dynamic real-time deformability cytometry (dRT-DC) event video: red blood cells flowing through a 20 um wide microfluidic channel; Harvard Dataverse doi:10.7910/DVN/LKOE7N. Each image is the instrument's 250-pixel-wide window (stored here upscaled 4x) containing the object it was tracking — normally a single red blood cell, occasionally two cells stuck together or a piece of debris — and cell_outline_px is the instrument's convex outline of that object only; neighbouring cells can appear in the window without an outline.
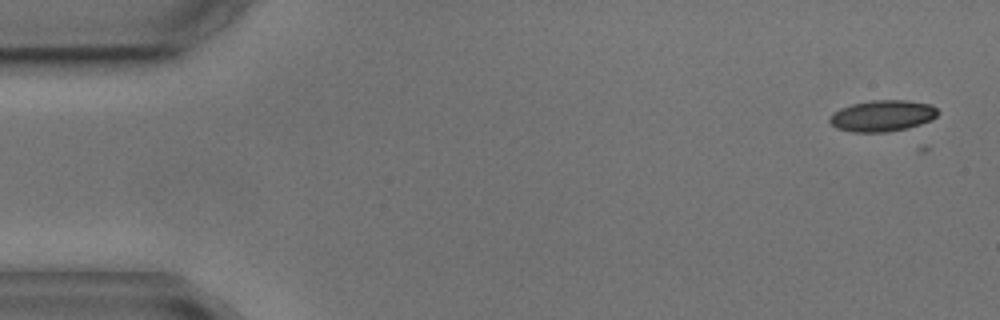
{"species": "common noctule bat (a hibernating species)", "species_latin": "Nyctalus noctula", "temperature_condition": "cold", "stored_images_in_passage": 5, "camera_frame_rate_fps": 3000, "um_per_image_px": 0.085, "animal": {"sex": "male", "body_mass_g": 17.9, "forearm_length_mm": 54.2}, "frame": {"image": 1, "passage_image": 1, "time_ms": 0.0, "image_size_px": [1000, 320], "cell_outline_px": [[940, 112], [932, 120], [908, 128], [888, 132], [852, 132], [836, 128], [828, 120], [828, 116], [832, 112], [840, 108], [852, 104], [872, 100], [908, 100], [932, 104]], "centroid_in_image_um": [75.0, 9.84], "position_along_channel_um": 10.0, "area_um2": 20.0}}
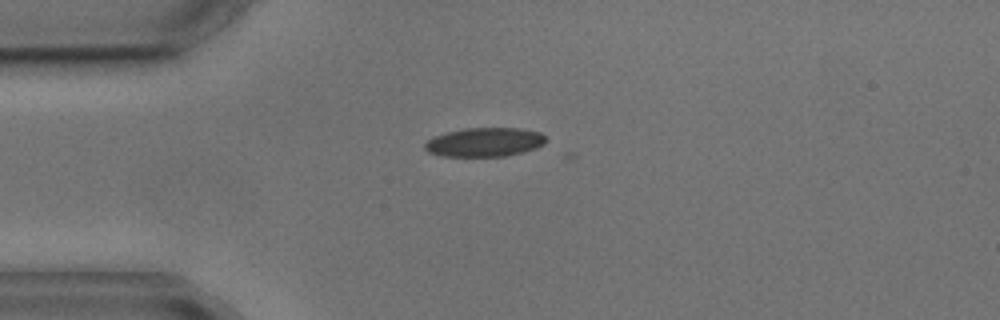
{"frame": {"image": 2, "passage_image": 4, "time_ms": 3.667, "image_size_px": [1000, 320], "cell_outline_px": [[544, 144], [536, 148], [524, 152], [504, 156], [440, 156], [428, 152], [424, 148], [424, 144], [428, 140], [436, 136], [448, 132], [464, 128], [520, 128], [540, 132], [544, 136]], "centroid_in_image_um": [41.19, 12.08], "position_along_channel_um": 43.8, "area_um2": 20.35}}